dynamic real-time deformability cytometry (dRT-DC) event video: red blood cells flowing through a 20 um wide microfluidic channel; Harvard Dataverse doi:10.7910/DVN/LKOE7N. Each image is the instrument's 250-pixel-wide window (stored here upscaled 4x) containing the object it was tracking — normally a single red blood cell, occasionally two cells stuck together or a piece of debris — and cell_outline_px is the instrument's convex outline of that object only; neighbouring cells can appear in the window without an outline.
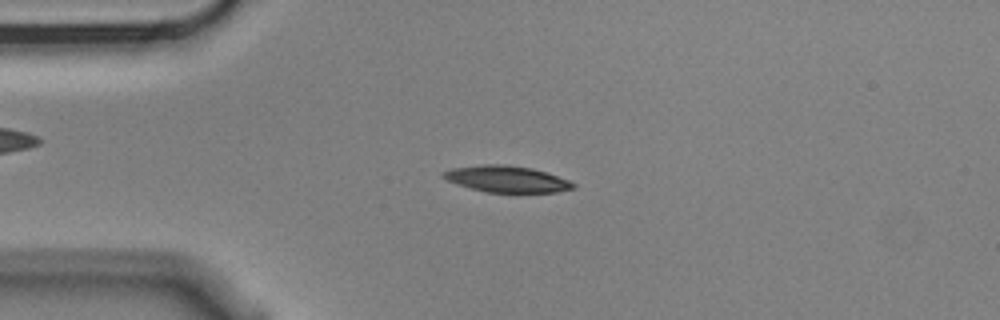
{"species": "Egyptian fruit bat (a non-hibernating species)", "species_latin": "Rousettus aegyptiacus", "temperature_condition": "cold", "stored_images_in_passage": 9, "camera_frame_rate_fps": 3000, "um_per_image_px": 0.085, "animal": {"sex": "male"}, "frame": {"image": 1, "passage_image": 3, "time_ms": 0.667, "image_size_px": [1000, 320], "cell_outline_px": [[576, 188], [556, 192], [488, 192], [456, 184], [440, 176], [440, 172], [452, 168], [484, 164], [504, 164], [532, 168], [568, 180], [576, 184]], "centroid_in_image_um": [43.04, 15.21], "position_along_channel_um": 42.0, "area_um2": 19.88}}
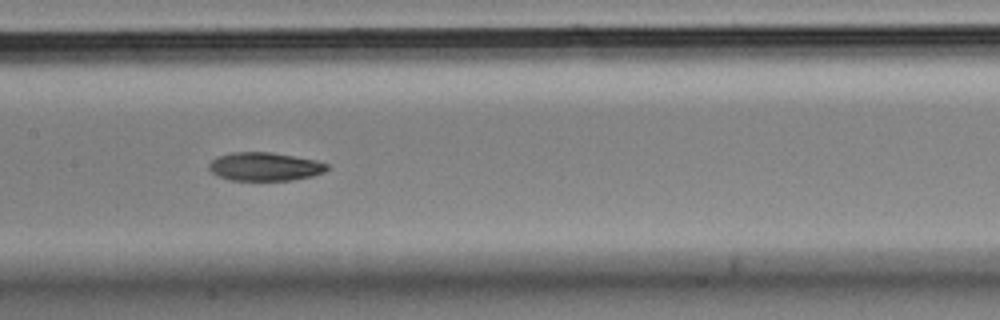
{"frame": {"image": 2, "passage_image": 7, "time_ms": 2.0, "image_size_px": [1000, 320], "cell_outline_px": [[328, 168], [324, 172], [312, 176], [292, 180], [228, 180], [216, 176], [208, 168], [208, 164], [216, 156], [232, 152], [272, 152], [316, 160], [328, 164]], "centroid_in_image_um": [22.47, 14.16], "position_along_channel_um": 184.9, "area_um2": 19.71}}
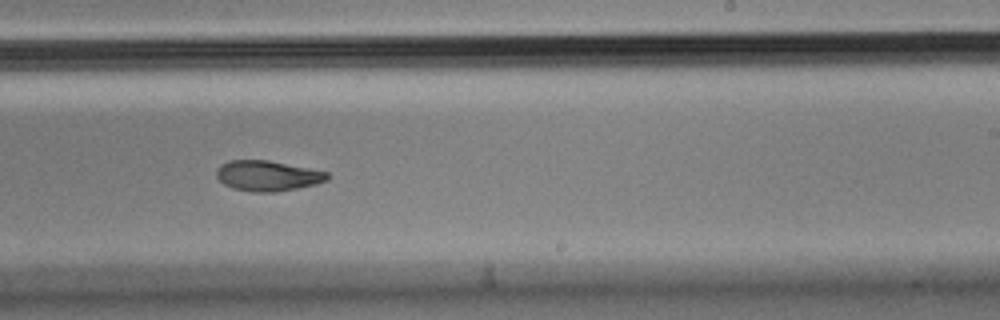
{"frame": {"image": 3, "passage_image": 9, "time_ms": 2.667, "image_size_px": [1000, 320], "cell_outline_px": [[328, 180], [316, 184], [276, 192], [252, 192], [232, 188], [224, 184], [216, 176], [216, 168], [220, 164], [228, 160], [268, 160], [328, 172]], "centroid_in_image_um": [22.7, 14.94], "position_along_channel_um": 266.3, "area_um2": 19.65}}